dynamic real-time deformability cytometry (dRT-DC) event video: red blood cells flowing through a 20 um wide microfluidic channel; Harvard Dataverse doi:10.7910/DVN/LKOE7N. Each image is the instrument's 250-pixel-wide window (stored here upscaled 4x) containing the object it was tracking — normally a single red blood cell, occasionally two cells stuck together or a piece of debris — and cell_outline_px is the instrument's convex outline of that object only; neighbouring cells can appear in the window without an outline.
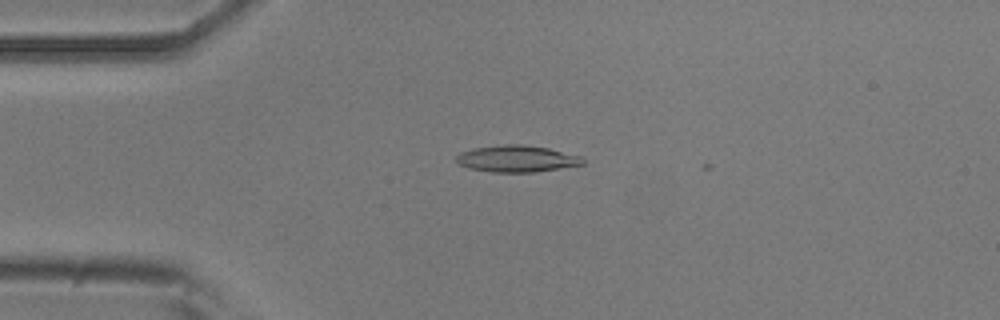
{"species": "common noctule bat (a hibernating species)", "species_latin": "Nyctalus noctula", "temperature_condition": "room temperature", "stored_images_in_passage": 4, "camera_frame_rate_fps": 3000, "um_per_image_px": 0.085, "animal": {"sex": "male", "body_mass_g": 20.5, "forearm_length_mm": 52.5}, "frame": {"image": 1, "passage_image": 3, "time_ms": 0.667, "image_size_px": [1000, 320], "cell_outline_px": [[584, 164], [532, 172], [492, 172], [468, 168], [460, 164], [456, 160], [456, 156], [460, 152], [476, 148], [504, 144], [520, 144], [548, 148], [580, 156], [584, 160]], "centroid_in_image_um": [43.9, 13.49], "position_along_channel_um": 41.1, "area_um2": 19.36}}